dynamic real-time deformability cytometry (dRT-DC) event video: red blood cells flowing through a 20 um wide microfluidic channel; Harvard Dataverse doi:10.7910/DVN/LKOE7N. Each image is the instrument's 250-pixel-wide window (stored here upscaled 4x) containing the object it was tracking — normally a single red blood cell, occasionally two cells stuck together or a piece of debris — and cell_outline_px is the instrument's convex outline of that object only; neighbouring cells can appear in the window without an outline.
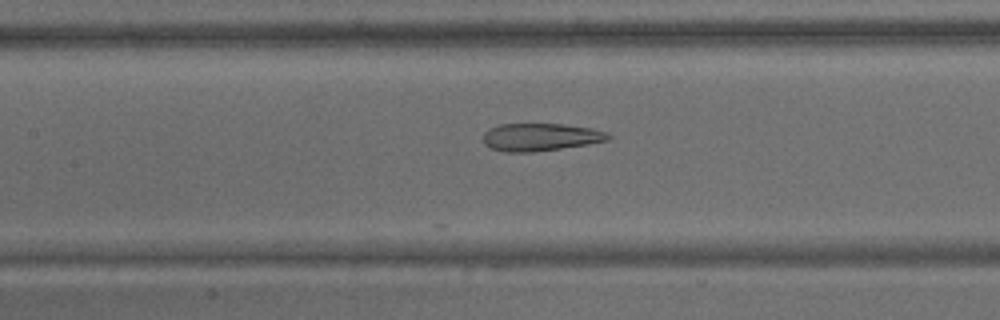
{"species": "common noctule bat (a hibernating species)", "species_latin": "Nyctalus noctula", "temperature_condition": "warm", "stored_images_in_passage": 20, "camera_frame_rate_fps": 3000, "um_per_image_px": 0.085, "animal": {"sex": "male", "body_mass_g": 15.6}, "frame": {"image": 1, "passage_image": 20, "time_ms": 6.333, "image_size_px": [1000, 320], "cell_outline_px": [[612, 136], [608, 140], [588, 144], [532, 152], [508, 152], [492, 148], [484, 144], [484, 132], [488, 128], [500, 124], [564, 124], [592, 128], [608, 132]], "centroid_in_image_um": [45.95, 11.64], "position_along_channel_um": 161.4, "area_um2": 20.11}}